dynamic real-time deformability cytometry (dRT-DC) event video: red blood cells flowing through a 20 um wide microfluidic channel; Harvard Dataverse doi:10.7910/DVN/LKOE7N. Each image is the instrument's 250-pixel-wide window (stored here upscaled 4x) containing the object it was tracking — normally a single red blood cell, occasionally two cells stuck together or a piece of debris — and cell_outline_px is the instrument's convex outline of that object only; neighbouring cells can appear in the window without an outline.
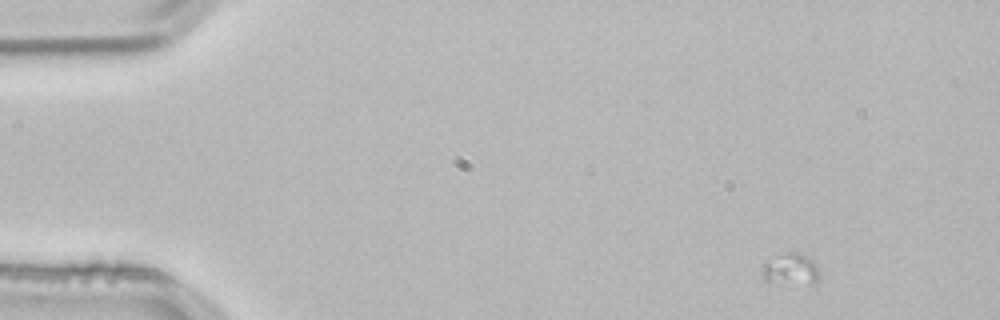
{"species": "common noctule bat (a hibernating species)", "species_latin": "Nyctalus noctula", "temperature_condition": "room temperature", "stored_images_in_passage": 3, "camera_frame_rate_fps": 3000, "um_per_image_px": 0.085, "animal": {"sex": "male", "body_mass_g": 21.5, "forearm_length_mm": 52.0}, "frame": {"image": 1, "passage_image": 1, "time_ms": 0.0, "image_size_px": [1000, 320], "cell_outline_px": [[820, 280], [812, 284], [808, 284], [764, 280], [764, 264], [768, 260], [776, 256], [788, 252], [796, 252], [820, 264]], "centroid_in_image_um": [67.33, 22.88], "position_along_channel_um": 17.7, "area_um2": 10.35}}